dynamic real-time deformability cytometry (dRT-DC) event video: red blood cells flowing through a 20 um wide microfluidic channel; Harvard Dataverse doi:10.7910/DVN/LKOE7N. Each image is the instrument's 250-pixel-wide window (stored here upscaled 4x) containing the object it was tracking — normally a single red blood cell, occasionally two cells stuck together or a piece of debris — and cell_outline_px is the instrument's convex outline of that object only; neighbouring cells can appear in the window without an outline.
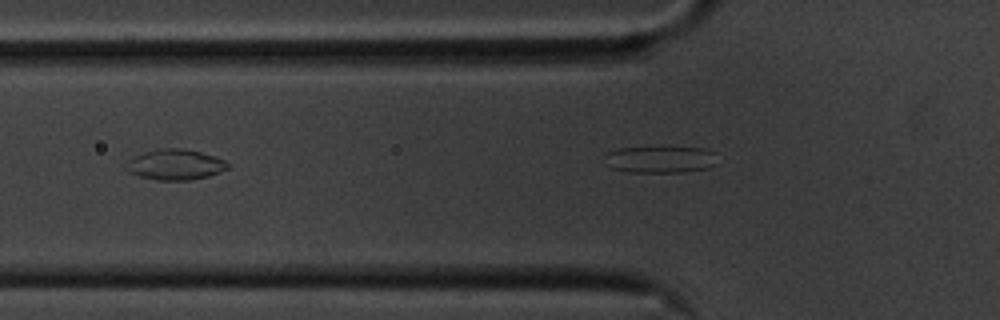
{"species": "common noctule bat (a hibernating species)", "species_latin": "Nyctalus noctula", "temperature_condition": "cold", "stored_images_in_passage": 8, "segment_of_instrument_passage": [2, 2], "camera_frame_rate_fps": 3000, "um_per_image_px": 0.085, "animal": {"sex": "male", "body_mass_g": 20.1, "forearm_length_mm": 53.5}, "frame": {"image": 1, "passage_image": 8, "time_ms": 2.333, "image_size_px": [1000, 320], "cell_outline_px": [[716, 164], [708, 168], [680, 172], [628, 172], [612, 168], [604, 164], [604, 156], [608, 152], [616, 148], [704, 148], [716, 152]], "centroid_in_image_um": [56.1, 13.56], "position_along_channel_um": 69.7, "area_um2": 17.63}}